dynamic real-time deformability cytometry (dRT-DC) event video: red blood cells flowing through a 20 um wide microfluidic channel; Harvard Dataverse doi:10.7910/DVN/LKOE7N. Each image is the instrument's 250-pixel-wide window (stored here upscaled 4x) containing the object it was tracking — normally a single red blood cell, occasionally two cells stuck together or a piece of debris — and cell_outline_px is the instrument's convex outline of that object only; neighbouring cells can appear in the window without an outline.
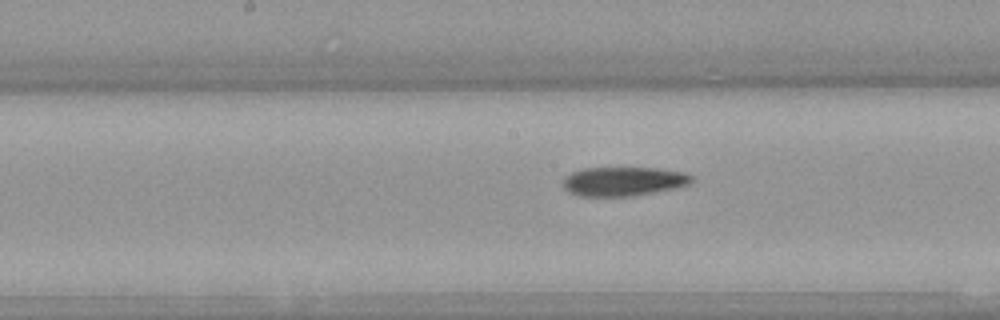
{"species": "Egyptian fruit bat (a non-hibernating species)", "species_latin": "Rousettus aegyptiacus", "temperature_condition": "warm", "stored_images_in_passage": 35, "camera_frame_rate_fps": 3000, "um_per_image_px": 0.085, "animal": {"sex": "female"}, "frame": {"image": 1, "passage_image": 16, "time_ms": 5.0, "image_size_px": [1000, 320], "cell_outline_px": [[692, 180], [688, 184], [676, 188], [632, 196], [576, 196], [568, 192], [564, 188], [564, 176], [572, 172], [584, 168], [656, 168], [684, 172], [692, 176]], "centroid_in_image_um": [52.96, 15.42], "position_along_channel_um": 195.2, "area_um2": 21.79}}
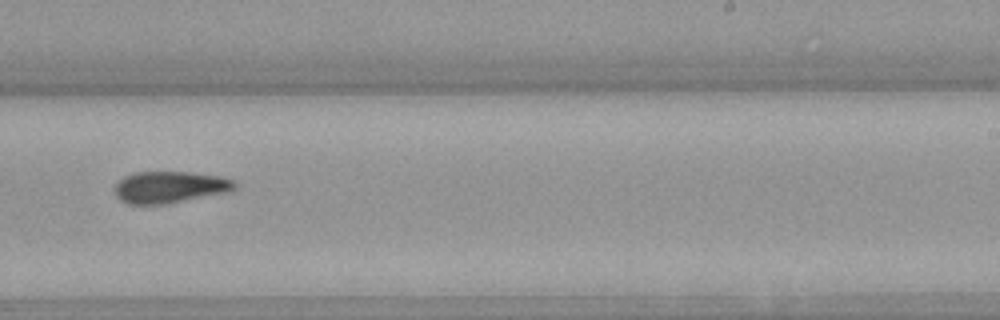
{"frame": {"image": 2, "passage_image": 22, "time_ms": 7.0, "image_size_px": [1000, 320], "cell_outline_px": [[236, 188], [228, 192], [164, 204], [128, 204], [120, 200], [116, 196], [116, 184], [124, 176], [136, 172], [188, 172], [220, 176], [232, 180], [236, 184]], "centroid_in_image_um": [14.42, 15.9], "position_along_channel_um": 274.6, "area_um2": 21.96}}
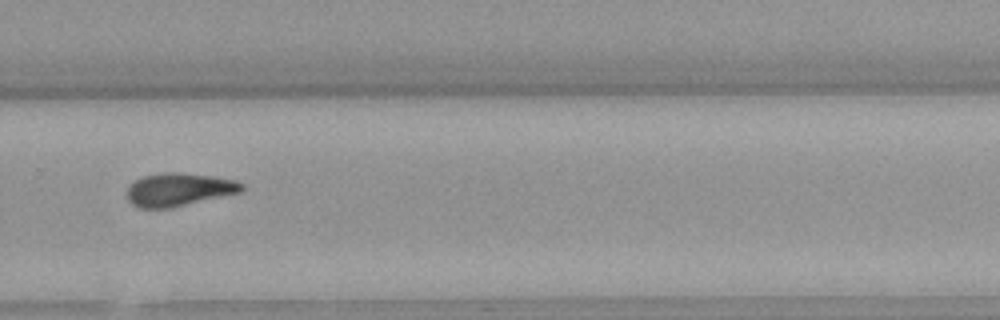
{"frame": {"image": 3, "passage_image": 25, "time_ms": 8.0, "image_size_px": [1000, 320], "cell_outline_px": [[244, 192], [172, 208], [136, 208], [128, 200], [128, 188], [136, 180], [144, 176], [164, 172], [180, 172], [212, 176], [236, 180], [244, 184]], "centroid_in_image_um": [15.26, 16.12], "position_along_channel_um": 314.5, "area_um2": 22.37}, "authors_computed_cell_mechanics": {"area_um2": 22.4842, "velocity_mm_per_s": 3.9874, "shape_relaxation_time_tau1_ms": 7.8251, "shape_relaxation_time_tau2_ms": 7.5944, "deformation_change_tau1": 0.2236, "deformation_change_tau2": 0.1812}}